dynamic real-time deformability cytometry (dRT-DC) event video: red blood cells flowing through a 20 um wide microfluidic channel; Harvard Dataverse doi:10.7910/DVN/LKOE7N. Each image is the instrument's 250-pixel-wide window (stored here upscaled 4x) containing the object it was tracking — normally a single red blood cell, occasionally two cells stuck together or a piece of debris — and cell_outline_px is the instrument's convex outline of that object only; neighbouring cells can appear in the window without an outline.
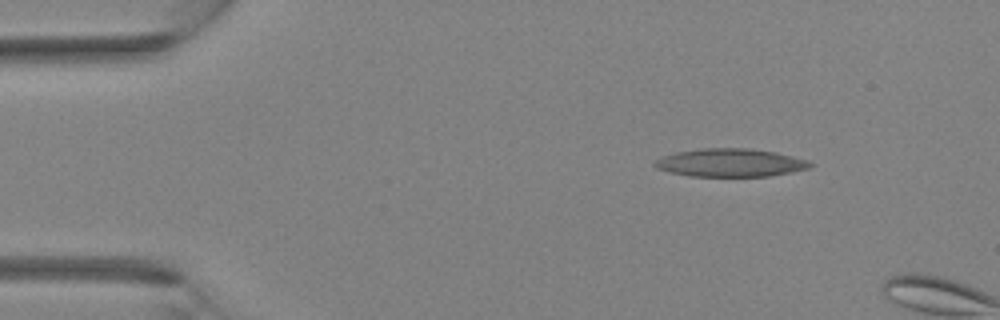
{"species": "Egyptian fruit bat (a non-hibernating species)", "species_latin": "Rousettus aegyptiacus", "temperature_condition": "room temperature", "stored_images_in_passage": 2, "camera_frame_rate_fps": 3000, "um_per_image_px": 0.085, "animal": {"sex": "female"}, "frame": {"image": 1, "passage_image": 1, "time_ms": 0.0, "image_size_px": [1000, 320], "cell_outline_px": [[812, 164], [808, 168], [792, 172], [768, 176], [688, 176], [668, 172], [656, 168], [652, 164], [656, 160], [664, 156], [676, 152], [700, 148], [748, 148], [776, 152], [808, 160]], "centroid_in_image_um": [62.05, 13.83], "position_along_channel_um": 23.0, "area_um2": 25.43}}